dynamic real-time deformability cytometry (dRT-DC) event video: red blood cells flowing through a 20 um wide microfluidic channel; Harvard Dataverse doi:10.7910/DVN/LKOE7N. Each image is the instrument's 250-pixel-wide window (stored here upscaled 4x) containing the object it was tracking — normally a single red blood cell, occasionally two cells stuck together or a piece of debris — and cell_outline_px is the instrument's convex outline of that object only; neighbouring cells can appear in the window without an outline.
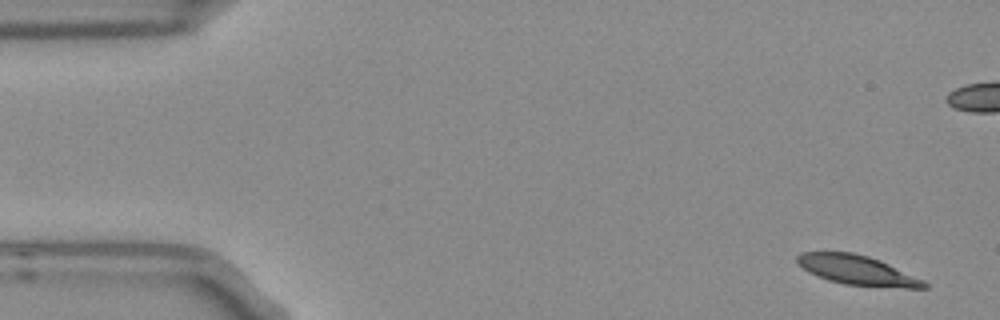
{"species": "Egyptian fruit bat (a non-hibernating species)", "species_latin": "Rousettus aegyptiacus", "temperature_condition": "room temperature", "stored_images_in_passage": 7, "camera_frame_rate_fps": 3000, "um_per_image_px": 0.085, "frame": {"image": 1, "passage_image": 1, "time_ms": 0.0, "image_size_px": [1000, 320], "cell_outline_px": [[928, 288], [904, 288], [844, 284], [828, 280], [808, 272], [796, 260], [796, 256], [800, 252], [852, 252], [868, 256], [880, 260], [924, 280], [928, 284]], "centroid_in_image_um": [72.88, 22.96], "position_along_channel_um": 12.1, "area_um2": 21.73}}
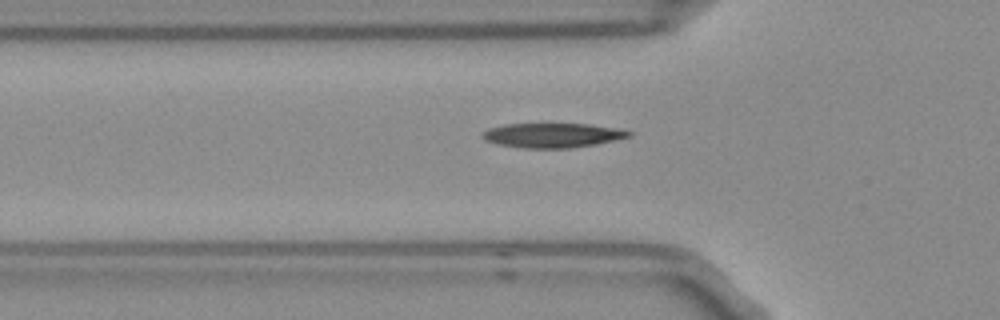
{"frame": {"image": 2, "passage_image": 6, "time_ms": 1.667, "image_size_px": [1000, 320], "cell_outline_px": [[632, 136], [596, 144], [568, 148], [524, 148], [496, 144], [484, 140], [480, 136], [484, 132], [492, 128], [504, 124], [588, 124], [616, 128], [632, 132]], "centroid_in_image_um": [46.95, 11.5], "position_along_channel_um": 78.8, "area_um2": 20.75}}
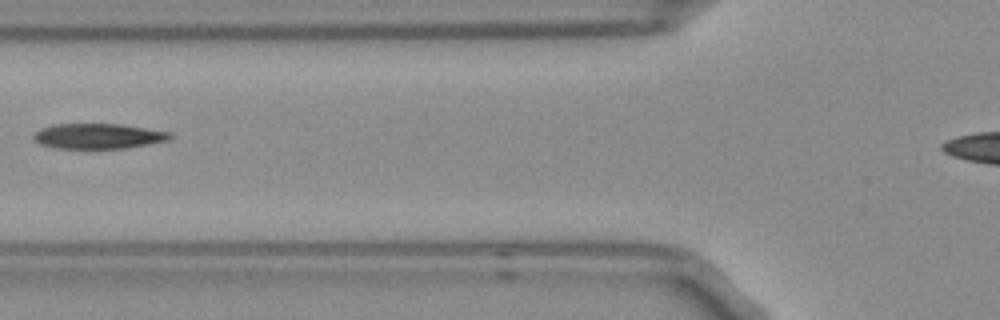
{"frame": {"image": 3, "passage_image": 7, "time_ms": 2.0, "image_size_px": [1000, 320], "cell_outline_px": [[172, 136], [168, 140], [124, 148], [52, 148], [40, 144], [32, 140], [32, 136], [40, 128], [56, 124], [120, 124], [168, 132]], "centroid_in_image_um": [8.25, 11.57], "position_along_channel_um": 117.5, "area_um2": 19.83}}